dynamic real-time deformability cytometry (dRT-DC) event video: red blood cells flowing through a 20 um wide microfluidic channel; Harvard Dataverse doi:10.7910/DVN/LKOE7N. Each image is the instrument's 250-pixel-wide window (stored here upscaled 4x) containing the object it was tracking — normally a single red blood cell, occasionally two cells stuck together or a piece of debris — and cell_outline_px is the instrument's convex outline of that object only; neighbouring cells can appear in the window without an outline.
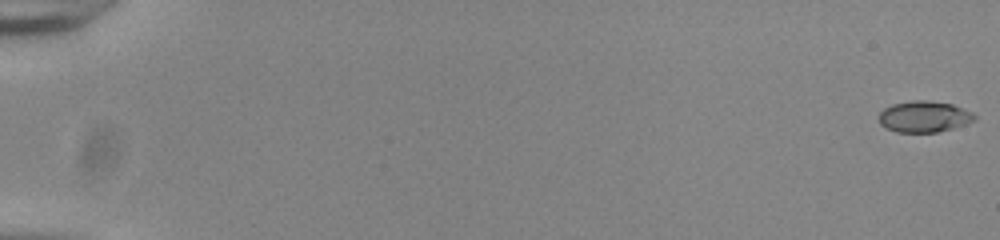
{"species": "common noctule bat (a hibernating species)", "species_latin": "Nyctalus noctula", "temperature_condition": "room temperature", "stored_images_in_passage": 56, "camera_frame_rate_fps": 3000, "um_per_image_px": 0.085, "animal": {"sex": "male", "body_mass_g": 20.0, "forearm_length_mm": 53.3}, "frame": {"image": 1, "passage_image": 1, "time_ms": 0.0, "image_size_px": [1000, 240], "cell_outline_px": [[976, 120], [968, 124], [936, 132], [896, 132], [884, 128], [880, 124], [880, 112], [884, 108], [892, 104], [912, 100], [928, 100], [952, 104], [972, 112], [976, 116]], "centroid_in_image_um": [78.55, 9.91], "position_along_channel_um": 6.4, "area_um2": 17.51}}
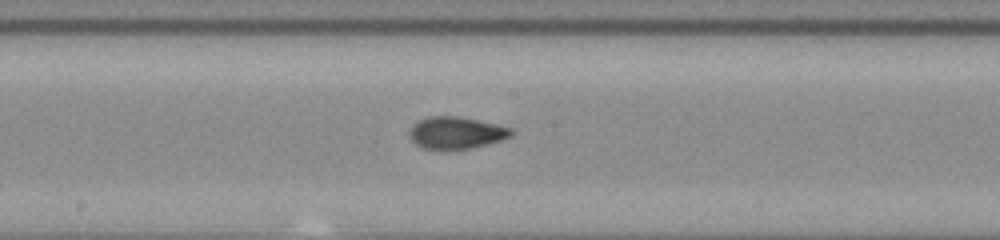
{"frame": {"image": 2, "passage_image": 32, "time_ms": 10.333, "image_size_px": [1000, 240], "cell_outline_px": [[516, 132], [512, 136], [500, 140], [472, 148], [420, 148], [408, 136], [408, 132], [412, 124], [428, 116], [460, 116], [496, 124], [512, 128]], "centroid_in_image_um": [38.77, 11.26], "position_along_channel_um": 209.4, "area_um2": 18.96}}
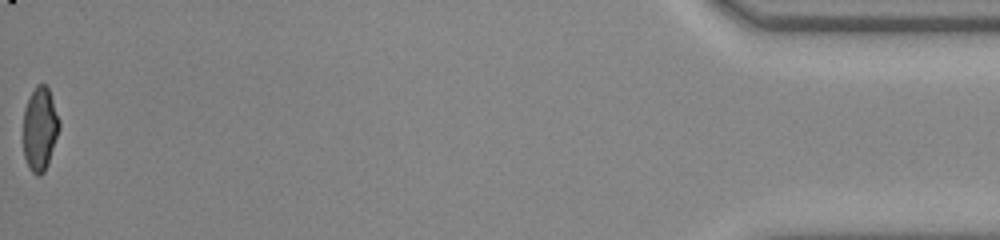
{"frame": {"image": 3, "passage_image": 56, "time_ms": 18.333, "image_size_px": [1000, 240], "cell_outline_px": [[60, 128], [48, 164], [44, 172], [40, 176], [36, 176], [28, 168], [24, 156], [24, 108], [36, 84], [44, 84], [48, 88], [60, 120]], "centroid_in_image_um": [3.4, 10.99], "position_along_channel_um": 431.8, "area_um2": 17.57}, "authors_computed_cell_mechanics": {"area_um2": 18.1203, "velocity_mm_per_s": 3.8604, "shape_relaxation_time_tau1_ms": null, "shape_relaxation_time_tau2_ms": 1.1404, "deformation_change_tau1": null, "deformation_change_tau2": 0.0624}}